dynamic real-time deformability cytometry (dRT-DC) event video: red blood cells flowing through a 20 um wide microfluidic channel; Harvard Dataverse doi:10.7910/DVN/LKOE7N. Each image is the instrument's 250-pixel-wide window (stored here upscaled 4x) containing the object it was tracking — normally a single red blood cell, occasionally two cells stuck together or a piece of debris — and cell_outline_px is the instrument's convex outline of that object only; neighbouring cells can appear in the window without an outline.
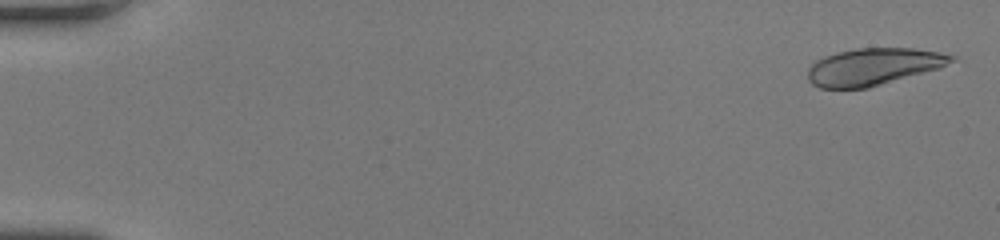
{"species": "human", "species_latin": "Homo sapiens", "temperature_condition": "room temperature", "stored_images_in_passage": 39, "camera_frame_rate_fps": 3000, "um_per_image_px": 0.085, "donor": {"sex": "female"}, "frame": {"image": 1, "passage_image": 2, "time_ms": 0.333, "image_size_px": [1000, 240], "cell_outline_px": [[956, 60], [940, 68], [868, 88], [820, 88], [812, 84], [808, 80], [808, 68], [816, 60], [824, 56], [836, 52], [856, 48], [912, 48], [936, 52], [956, 56]], "centroid_in_image_um": [74.22, 5.67], "position_along_channel_um": 10.8, "area_um2": 30.98}}
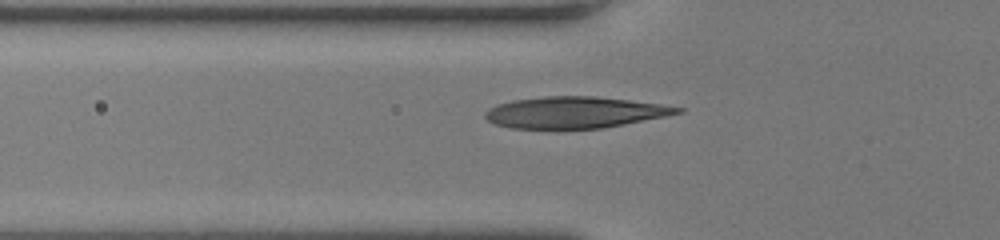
{"frame": {"image": 2, "passage_image": 22, "time_ms": 7.0, "image_size_px": [1000, 240], "cell_outline_px": [[684, 112], [604, 128], [512, 128], [496, 124], [488, 120], [484, 116], [484, 112], [488, 108], [496, 104], [512, 100], [544, 96], [592, 96], [628, 100], [660, 104], [684, 108]], "centroid_in_image_um": [48.82, 9.54], "position_along_channel_um": 77.0, "area_um2": 34.97}}
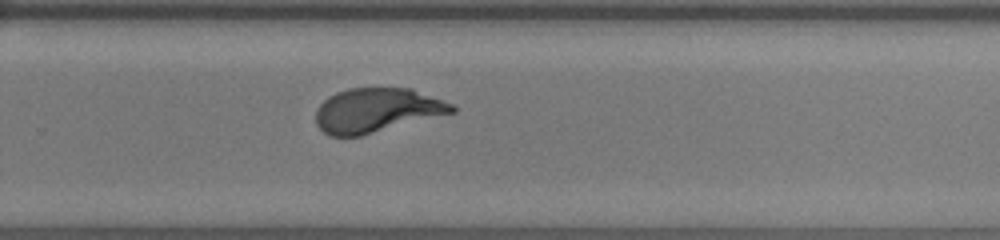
{"frame": {"image": 3, "passage_image": 39, "time_ms": 12.667, "image_size_px": [1000, 240], "cell_outline_px": [[456, 112], [360, 136], [328, 136], [316, 124], [316, 108], [328, 96], [336, 92], [348, 88], [412, 88], [456, 104]], "centroid_in_image_um": [32.05, 9.36], "position_along_channel_um": 297.8, "area_um2": 35.43}}